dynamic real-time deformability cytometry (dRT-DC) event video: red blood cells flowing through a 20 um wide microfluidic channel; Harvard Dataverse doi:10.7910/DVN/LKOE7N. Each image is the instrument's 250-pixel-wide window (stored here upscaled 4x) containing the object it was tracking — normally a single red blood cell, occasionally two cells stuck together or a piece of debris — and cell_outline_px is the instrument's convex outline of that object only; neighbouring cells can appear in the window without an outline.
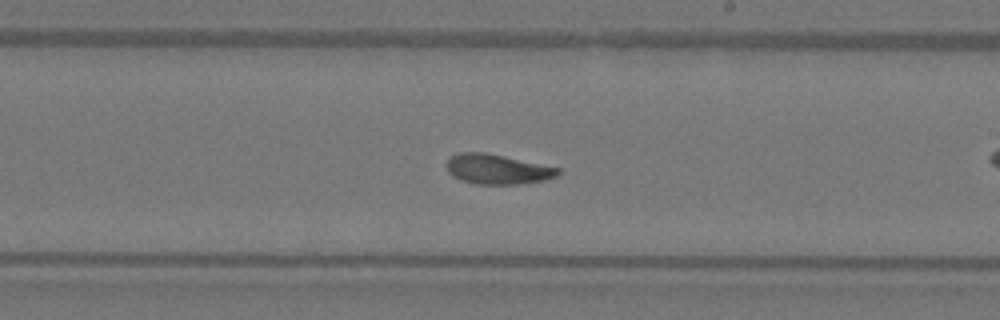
{"species": "Egyptian fruit bat (a non-hibernating species)", "species_latin": "Rousettus aegyptiacus", "temperature_condition": "warm", "stored_images_in_passage": 52, "camera_frame_rate_fps": 3000, "um_per_image_px": 0.085, "animal": {"sex": "female"}, "frame": {"image": 1, "passage_image": 30, "time_ms": 9.667, "image_size_px": [1000, 320], "cell_outline_px": [[560, 176], [544, 180], [516, 184], [476, 184], [460, 180], [452, 176], [448, 172], [444, 164], [448, 156], [460, 152], [484, 152], [504, 156], [560, 168]], "centroid_in_image_um": [42.22, 14.38], "position_along_channel_um": 246.8, "area_um2": 19.65}, "authors_computed_cell_mechanics": {"area_um2": 19.5364, "velocity_mm_per_s": 4.0157, "shape_relaxation_time_tau1_ms": 5.5446, "shape_relaxation_time_tau2_ms": 2.198, "deformation_change_tau1": 0.1731, "deformation_change_tau2": 0.0698}}